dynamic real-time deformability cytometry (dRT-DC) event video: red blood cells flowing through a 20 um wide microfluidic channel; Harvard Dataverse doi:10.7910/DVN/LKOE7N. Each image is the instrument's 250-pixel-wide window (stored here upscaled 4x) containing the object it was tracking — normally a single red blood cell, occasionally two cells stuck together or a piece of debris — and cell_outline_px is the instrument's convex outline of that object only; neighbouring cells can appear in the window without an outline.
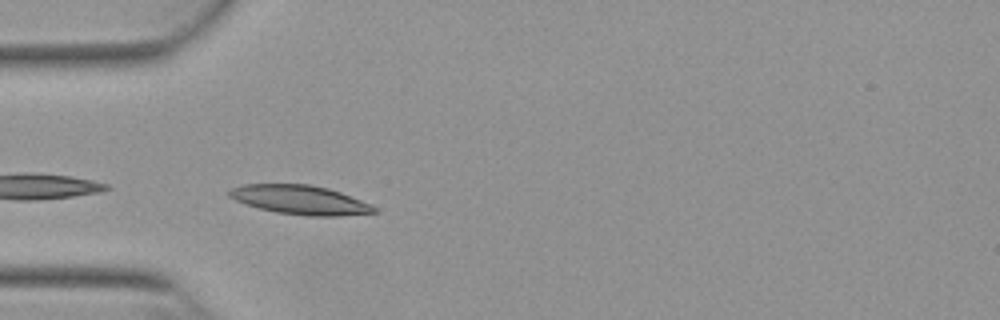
{"species": "Egyptian fruit bat (a non-hibernating species)", "species_latin": "Rousettus aegyptiacus", "temperature_condition": "warm", "stored_images_in_passage": 37, "camera_frame_rate_fps": 3000, "um_per_image_px": 0.085, "animal": {"sex": "female"}, "frame": {"image": 1, "passage_image": 1, "time_ms": 0.0, "image_size_px": [1000, 320], "cell_outline_px": [[376, 212], [340, 216], [308, 216], [276, 212], [244, 204], [228, 196], [228, 192], [232, 188], [244, 184], [308, 184], [328, 188], [340, 192], [360, 200], [376, 208]], "centroid_in_image_um": [25.47, 16.99], "position_along_channel_um": 59.5, "area_um2": 24.33}, "authors_computed_cell_mechanics": {"area_um2": 18.6116, "velocity_mm_per_s": 3.8261, "shape_relaxation_time_tau1_ms": 7.3631, "shape_relaxation_time_tau2_ms": 4.0442, "deformation_change_tau1": 0.1956, "deformation_change_tau2": 0.0869}}